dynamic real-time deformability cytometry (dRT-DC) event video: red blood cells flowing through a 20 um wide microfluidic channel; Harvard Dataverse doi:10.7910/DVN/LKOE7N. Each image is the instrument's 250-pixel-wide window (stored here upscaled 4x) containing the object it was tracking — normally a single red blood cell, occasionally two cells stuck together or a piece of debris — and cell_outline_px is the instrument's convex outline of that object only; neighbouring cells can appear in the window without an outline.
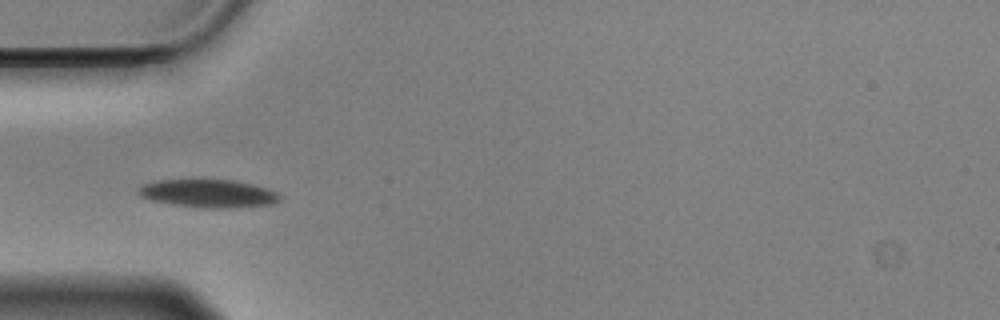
{"species": "Egyptian fruit bat (a non-hibernating species)", "species_latin": "Rousettus aegyptiacus", "temperature_condition": "cold", "stored_images_in_passage": 12, "camera_frame_rate_fps": 3000, "um_per_image_px": 0.085, "animal": {"sex": "male"}, "frame": {"image": 1, "passage_image": 3, "time_ms": 0.667, "image_size_px": [1000, 320], "cell_outline_px": [[280, 200], [272, 204], [232, 208], [200, 208], [172, 204], [152, 200], [140, 196], [136, 192], [136, 188], [152, 180], [232, 180], [252, 184], [280, 192]], "centroid_in_image_um": [17.69, 16.45], "position_along_channel_um": 67.3, "area_um2": 23.29}}
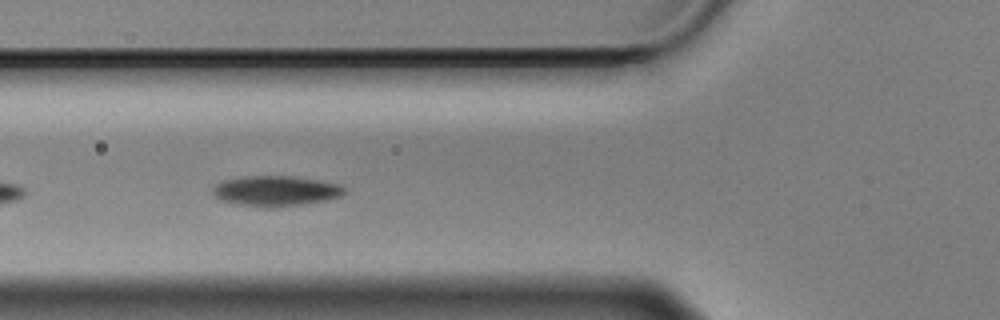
{"frame": {"image": 2, "passage_image": 6, "time_ms": 1.667, "image_size_px": [1000, 320], "cell_outline_px": [[348, 192], [340, 196], [328, 200], [300, 204], [268, 208], [240, 204], [224, 200], [216, 196], [212, 192], [212, 188], [216, 184], [224, 180], [244, 176], [292, 176], [320, 180], [340, 184], [348, 188]], "centroid_in_image_um": [23.51, 16.22], "position_along_channel_um": 102.3, "area_um2": 23.24}}
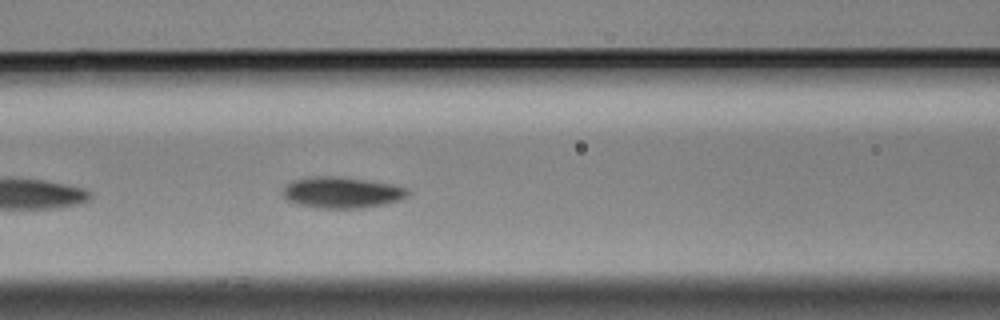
{"frame": {"image": 3, "passage_image": 9, "time_ms": 2.667, "image_size_px": [1000, 320], "cell_outline_px": [[408, 196], [400, 200], [384, 204], [364, 208], [316, 208], [296, 204], [288, 200], [280, 192], [292, 180], [312, 176], [332, 176], [396, 184], [408, 188]], "centroid_in_image_um": [29.06, 16.37], "position_along_channel_um": 137.5, "area_um2": 22.83}}